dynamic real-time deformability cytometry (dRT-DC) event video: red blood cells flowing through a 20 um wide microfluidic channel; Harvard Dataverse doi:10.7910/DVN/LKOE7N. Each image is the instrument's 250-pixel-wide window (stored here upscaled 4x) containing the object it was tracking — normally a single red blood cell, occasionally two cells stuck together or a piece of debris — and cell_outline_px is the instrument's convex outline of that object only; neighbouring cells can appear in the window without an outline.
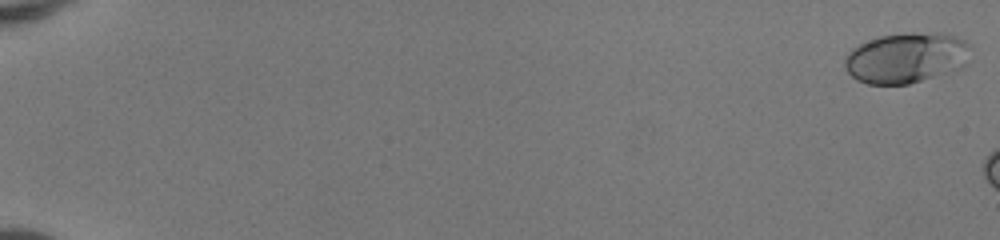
{"species": "human", "species_latin": "Homo sapiens", "temperature_condition": "room temperature", "stored_images_in_passage": 10, "camera_frame_rate_fps": 3000, "um_per_image_px": 0.085, "donor": {"sex": "female"}, "frame": {"image": 1, "passage_image": 1, "time_ms": 0.0, "image_size_px": [1000, 240], "cell_outline_px": [[972, 48], [964, 64], [960, 68], [908, 84], [868, 84], [856, 80], [844, 68], [844, 60], [848, 52], [852, 48], [860, 44], [880, 36], [912, 32], [944, 32], [964, 40], [972, 44]], "centroid_in_image_um": [77.03, 4.89], "position_along_channel_um": 8.0, "area_um2": 37.11}}